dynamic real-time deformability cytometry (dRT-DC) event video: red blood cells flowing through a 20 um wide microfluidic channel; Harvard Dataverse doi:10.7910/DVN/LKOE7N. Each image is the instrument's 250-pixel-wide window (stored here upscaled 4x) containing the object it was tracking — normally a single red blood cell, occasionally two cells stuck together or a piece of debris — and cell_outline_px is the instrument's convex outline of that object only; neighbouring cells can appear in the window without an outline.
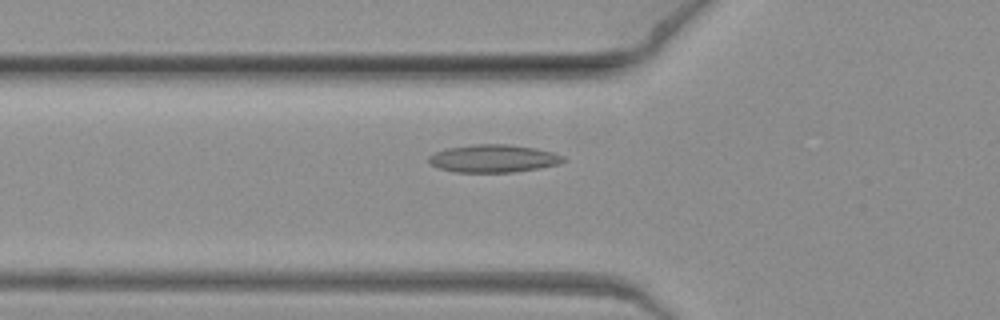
{"species": "common noctule bat (a hibernating species)", "species_latin": "Nyctalus noctula", "temperature_condition": "warm", "stored_images_in_passage": 7, "camera_frame_rate_fps": 3000, "um_per_image_px": 0.085, "animal": {"sex": "female", "body_mass_g": 19.3, "forearm_length_mm": 54.1}, "frame": {"image": 1, "passage_image": 4, "time_ms": 1.0, "image_size_px": [1000, 320], "cell_outline_px": [[564, 160], [560, 164], [540, 168], [512, 172], [456, 172], [440, 168], [428, 164], [428, 156], [436, 152], [448, 148], [472, 144], [508, 144], [532, 148], [552, 152], [564, 156]], "centroid_in_image_um": [41.92, 13.47], "position_along_channel_um": 83.9, "area_um2": 21.68}}
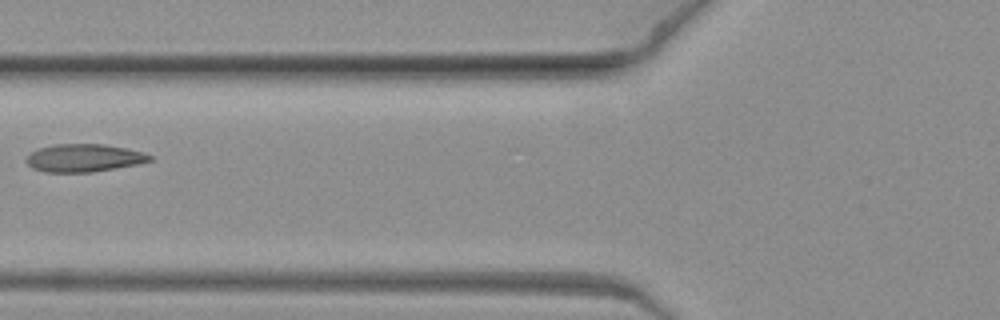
{"frame": {"image": 2, "passage_image": 5, "time_ms": 1.333, "image_size_px": [1000, 320], "cell_outline_px": [[152, 160], [136, 164], [92, 172], [44, 172], [32, 168], [24, 160], [32, 152], [40, 148], [56, 144], [104, 144], [144, 152], [152, 156]], "centroid_in_image_um": [7.12, 13.43], "position_along_channel_um": 118.7, "area_um2": 19.83}}
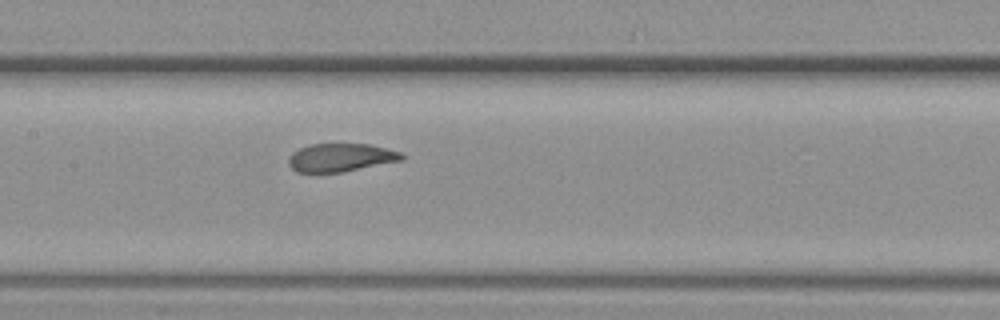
{"frame": {"image": 3, "passage_image": 7, "time_ms": 2.0, "image_size_px": [1000, 320], "cell_outline_px": [[404, 160], [340, 172], [296, 172], [288, 164], [288, 156], [292, 152], [308, 144], [368, 144], [400, 152], [404, 156]], "centroid_in_image_um": [28.92, 13.39], "position_along_channel_um": 178.5, "area_um2": 18.5}}